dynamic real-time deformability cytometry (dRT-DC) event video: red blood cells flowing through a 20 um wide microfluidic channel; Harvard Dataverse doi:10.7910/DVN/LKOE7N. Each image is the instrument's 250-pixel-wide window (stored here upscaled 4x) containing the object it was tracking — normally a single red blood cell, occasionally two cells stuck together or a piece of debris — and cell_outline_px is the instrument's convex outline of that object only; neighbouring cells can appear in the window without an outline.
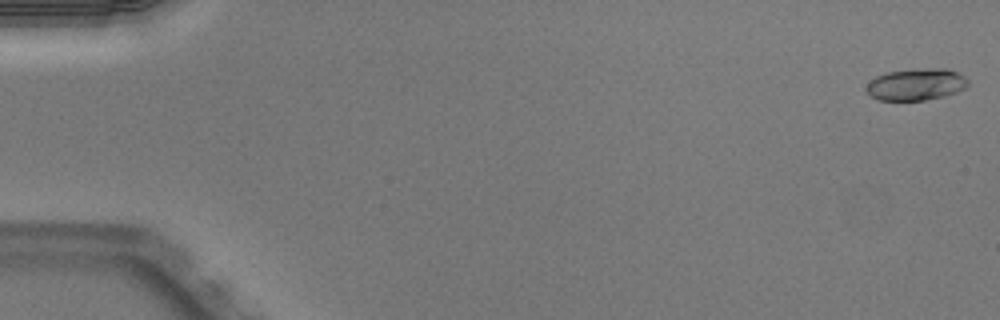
{"species": "Egyptian fruit bat (a non-hibernating species)", "species_latin": "Rousettus aegyptiacus", "temperature_condition": "warm", "stored_images_in_passage": 51, "camera_frame_rate_fps": 3000, "um_per_image_px": 0.085, "animal": {"sex": "male"}, "frame": {"image": 1, "passage_image": 1, "time_ms": 0.0, "image_size_px": [1000, 320], "cell_outline_px": [[968, 84], [964, 88], [956, 92], [944, 96], [924, 100], [880, 100], [872, 96], [864, 88], [876, 76], [888, 72], [916, 68], [948, 68], [964, 76], [968, 80]], "centroid_in_image_um": [77.88, 7.16], "position_along_channel_um": 7.1, "area_um2": 18.79}}
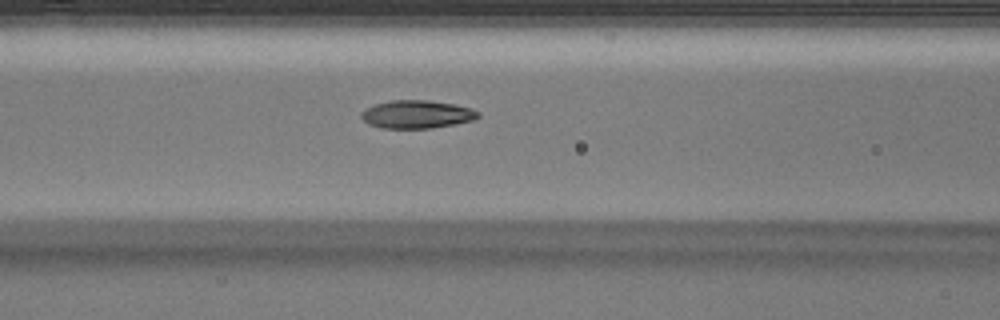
{"frame": {"image": 2, "passage_image": 22, "time_ms": 7.0, "image_size_px": [1000, 320], "cell_outline_px": [[480, 116], [472, 120], [432, 128], [380, 128], [368, 124], [360, 116], [360, 112], [376, 104], [392, 100], [428, 100], [452, 104], [468, 108], [480, 112]], "centroid_in_image_um": [35.39, 9.72], "position_along_channel_um": 131.2, "area_um2": 18.84}}
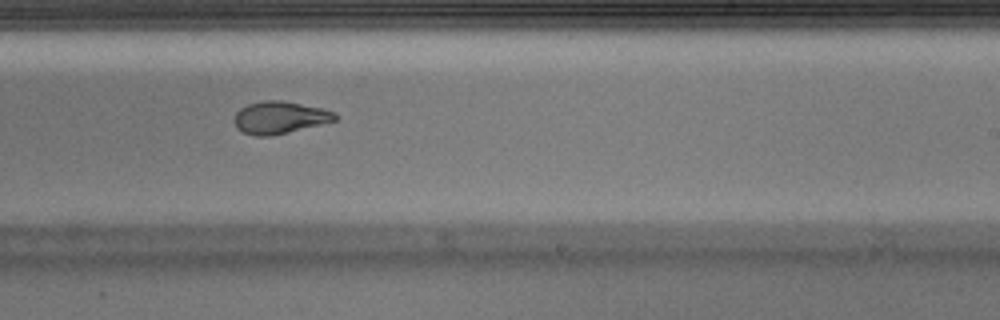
{"frame": {"image": 3, "passage_image": 32, "time_ms": 10.333, "image_size_px": [1000, 320], "cell_outline_px": [[336, 120], [288, 132], [268, 136], [256, 136], [244, 132], [236, 128], [232, 120], [236, 112], [240, 108], [248, 104], [264, 100], [280, 100], [320, 108], [332, 112], [336, 116]], "centroid_in_image_um": [23.69, 9.99], "position_along_channel_um": 265.3, "area_um2": 18.67}, "authors_computed_cell_mechanics": {"area_um2": 18.8428, "velocity_mm_per_s": 4.0311, "shape_relaxation_time_tau1_ms": 5.1347, "shape_relaxation_time_tau2_ms": 1.5588, "deformation_change_tau1": 0.2115, "deformation_change_tau2": 0.077}}